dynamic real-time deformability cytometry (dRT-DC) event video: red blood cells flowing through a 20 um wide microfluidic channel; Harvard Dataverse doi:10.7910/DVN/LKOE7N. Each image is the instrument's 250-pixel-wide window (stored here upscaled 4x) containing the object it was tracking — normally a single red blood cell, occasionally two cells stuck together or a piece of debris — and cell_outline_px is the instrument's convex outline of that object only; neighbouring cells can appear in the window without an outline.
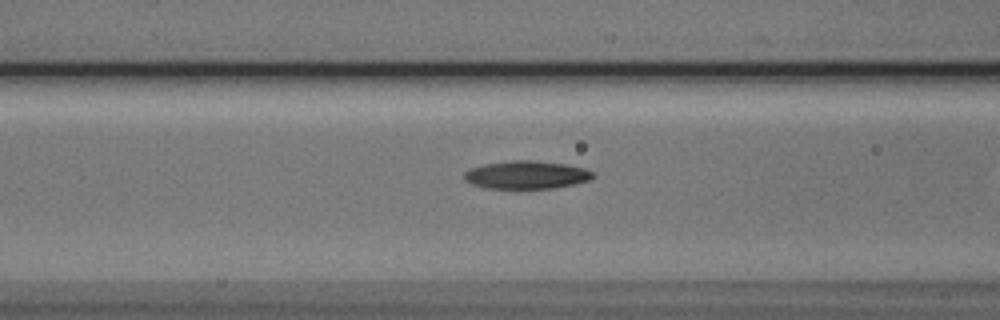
{"species": "Egyptian fruit bat (a non-hibernating species)", "species_latin": "Rousettus aegyptiacus", "temperature_condition": "cold", "stored_images_in_passage": 8, "camera_frame_rate_fps": 3000, "um_per_image_px": 0.085, "animal": {"sex": "male"}, "frame": {"image": 1, "passage_image": 7, "time_ms": 2.0, "image_size_px": [1000, 320], "cell_outline_px": [[596, 176], [592, 180], [556, 188], [484, 188], [472, 184], [464, 180], [464, 172], [472, 168], [484, 164], [516, 160], [532, 160], [564, 164], [584, 168], [592, 172]], "centroid_in_image_um": [44.77, 14.87], "position_along_channel_um": 121.8, "area_um2": 20.98}}